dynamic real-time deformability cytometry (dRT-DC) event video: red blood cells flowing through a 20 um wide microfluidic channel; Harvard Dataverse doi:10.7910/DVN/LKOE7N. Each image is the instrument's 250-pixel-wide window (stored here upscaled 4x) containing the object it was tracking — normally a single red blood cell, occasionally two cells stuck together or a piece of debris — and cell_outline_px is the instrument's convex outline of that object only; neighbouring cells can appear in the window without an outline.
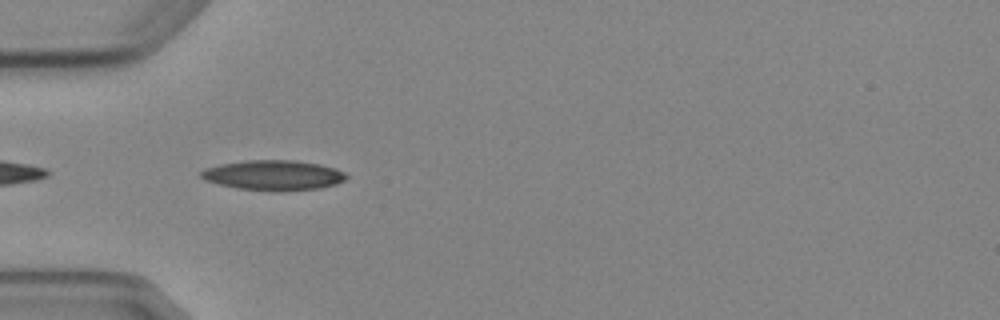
{"species": "Egyptian fruit bat (a non-hibernating species)", "species_latin": "Rousettus aegyptiacus", "temperature_condition": "cold", "stored_images_in_passage": 3, "camera_frame_rate_fps": 3000, "um_per_image_px": 0.085, "animal": {"sex": "female"}, "frame": {"image": 1, "passage_image": 2, "time_ms": 1.333, "image_size_px": [1000, 320], "cell_outline_px": [[348, 176], [344, 180], [336, 184], [320, 188], [236, 188], [204, 180], [200, 176], [200, 172], [204, 168], [220, 164], [244, 160], [296, 160], [320, 164], [336, 168], [344, 172]], "centroid_in_image_um": [23.22, 14.83], "position_along_channel_um": 61.8, "area_um2": 24.51}}
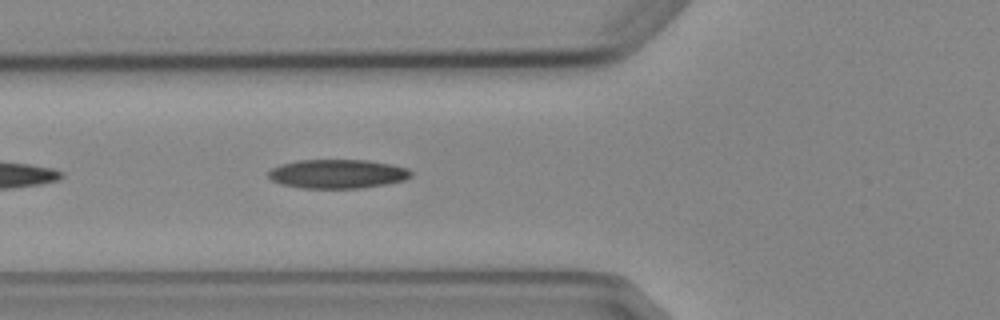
{"frame": {"image": 2, "passage_image": 3, "time_ms": 2.333, "image_size_px": [1000, 320], "cell_outline_px": [[412, 176], [404, 180], [388, 184], [360, 188], [300, 188], [280, 184], [272, 180], [268, 176], [268, 172], [272, 168], [280, 164], [296, 160], [368, 160], [392, 164], [408, 168], [412, 172]], "centroid_in_image_um": [28.69, 14.78], "position_along_channel_um": 97.1, "area_um2": 24.33}}